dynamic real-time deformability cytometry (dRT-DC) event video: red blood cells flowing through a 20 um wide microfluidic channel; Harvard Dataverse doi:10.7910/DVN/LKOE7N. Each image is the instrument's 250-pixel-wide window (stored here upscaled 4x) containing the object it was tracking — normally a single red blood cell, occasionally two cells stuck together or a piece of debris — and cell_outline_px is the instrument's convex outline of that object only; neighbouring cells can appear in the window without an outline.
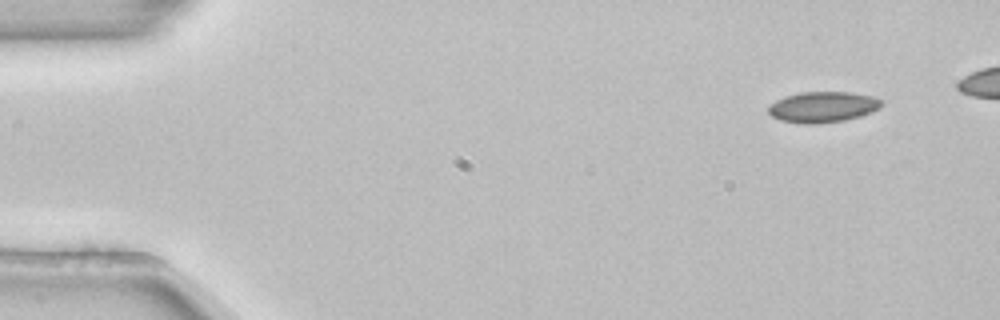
{"species": "common noctule bat (a hibernating species)", "species_latin": "Nyctalus noctula", "temperature_condition": "room temperature", "stored_images_in_passage": 5, "camera_frame_rate_fps": 3000, "um_per_image_px": 0.085, "animal": {"sex": "female", "body_mass_g": 22.7, "forearm_length_mm": 54.2}, "frame": {"image": 1, "passage_image": 1, "time_ms": 0.0, "image_size_px": [1000, 320], "cell_outline_px": [[884, 104], [880, 108], [872, 112], [860, 116], [844, 120], [816, 124], [800, 124], [780, 120], [772, 116], [768, 112], [768, 108], [776, 100], [784, 96], [800, 92], [848, 92], [872, 96], [884, 100]], "centroid_in_image_um": [69.96, 9.09], "position_along_channel_um": 15.0, "area_um2": 20.46}}